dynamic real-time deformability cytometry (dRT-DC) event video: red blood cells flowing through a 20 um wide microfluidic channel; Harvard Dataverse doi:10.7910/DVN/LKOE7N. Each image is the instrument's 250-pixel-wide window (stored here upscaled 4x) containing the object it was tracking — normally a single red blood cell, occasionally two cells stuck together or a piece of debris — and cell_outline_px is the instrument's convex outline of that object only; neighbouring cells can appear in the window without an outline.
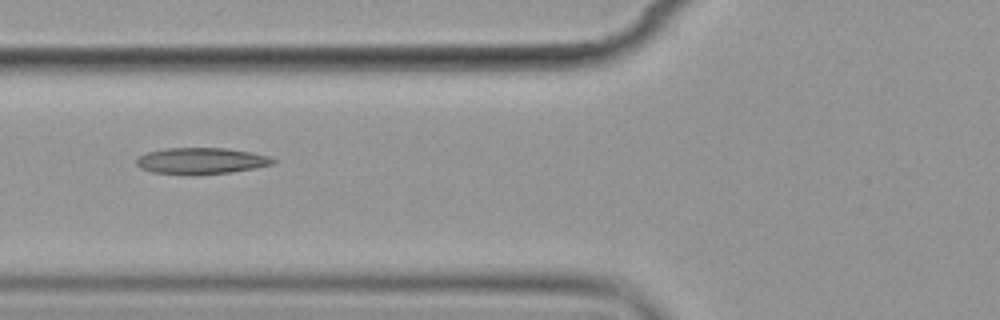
{"species": "common noctule bat (a hibernating species)", "species_latin": "Nyctalus noctula", "temperature_condition": "cold", "stored_images_in_passage": 12, "camera_frame_rate_fps": 3000, "um_per_image_px": 0.085, "animal": {"sex": "female", "body_mass_g": 19.9}, "frame": {"image": 1, "passage_image": 3, "time_ms": 2.333, "image_size_px": [1000, 320], "cell_outline_px": [[276, 160], [272, 164], [256, 168], [232, 172], [200, 176], [192, 176], [152, 172], [140, 168], [136, 164], [136, 160], [140, 156], [148, 152], [164, 148], [228, 148], [252, 152], [268, 156]], "centroid_in_image_um": [17.09, 13.69], "position_along_channel_um": 108.7, "area_um2": 21.39}}
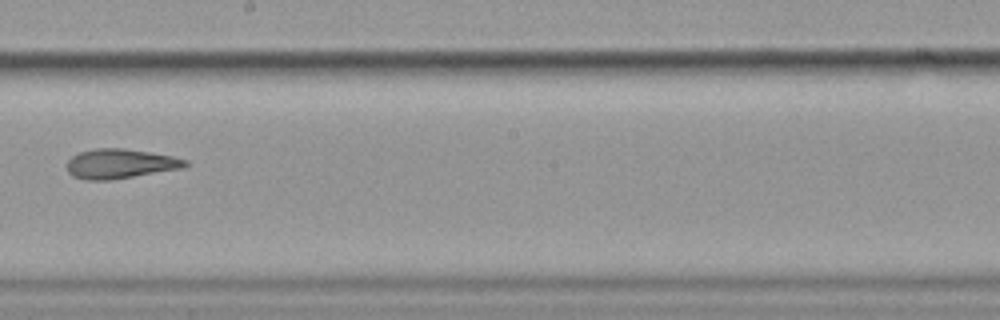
{"frame": {"image": 2, "passage_image": 6, "time_ms": 6.0, "image_size_px": [1000, 320], "cell_outline_px": [[188, 164], [184, 168], [108, 180], [88, 180], [72, 176], [68, 172], [68, 160], [72, 156], [80, 152], [96, 148], [124, 148], [172, 156], [188, 160]], "centroid_in_image_um": [10.22, 13.91], "position_along_channel_um": 238.0, "area_um2": 20.23}}
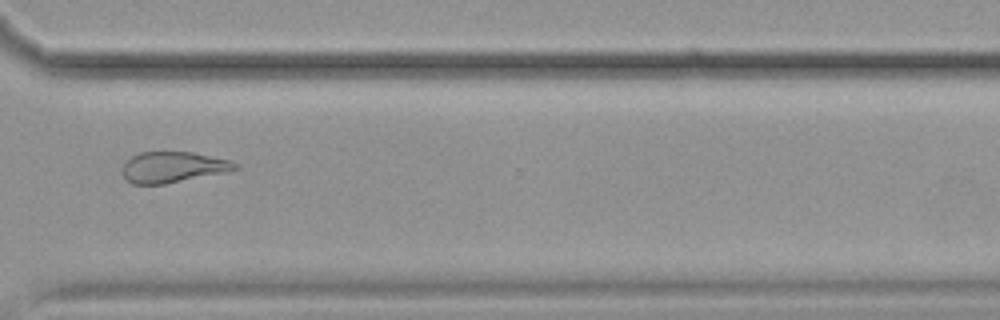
{"frame": {"image": 3, "passage_image": 9, "time_ms": 9.333, "image_size_px": [1000, 320], "cell_outline_px": [[240, 168], [224, 172], [164, 184], [132, 184], [124, 176], [120, 168], [124, 160], [140, 152], [192, 152], [228, 160], [236, 164]], "centroid_in_image_um": [14.61, 14.2], "position_along_channel_um": 356.0, "area_um2": 20.11}, "authors_computed_cell_mechanics": {"area_um2": 20.8947, "velocity_mm_per_s": 3.5381, "shape_relaxation_time_tau1_ms": 8.0129, "shape_relaxation_time_tau2_ms": 2.3739, "deformation_change_tau1": 0.1542, "deformation_change_tau2": 0.1002}}